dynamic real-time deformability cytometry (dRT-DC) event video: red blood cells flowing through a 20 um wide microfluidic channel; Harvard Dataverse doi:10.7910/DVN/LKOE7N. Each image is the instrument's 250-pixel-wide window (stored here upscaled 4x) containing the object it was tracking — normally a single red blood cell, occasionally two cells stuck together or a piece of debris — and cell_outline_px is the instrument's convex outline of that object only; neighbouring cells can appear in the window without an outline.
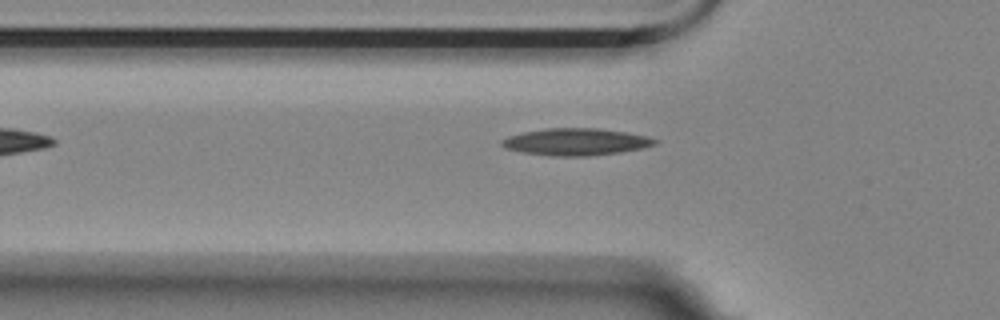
{"species": "Egyptian fruit bat (a non-hibernating species)", "species_latin": "Rousettus aegyptiacus", "temperature_condition": "room temperature", "stored_images_in_passage": 34, "camera_frame_rate_fps": 3000, "um_per_image_px": 0.085, "animal": {"sex": "female"}, "frame": {"image": 1, "passage_image": 3, "time_ms": 0.667, "image_size_px": [1000, 320], "cell_outline_px": [[660, 140], [656, 144], [640, 148], [620, 152], [588, 156], [556, 156], [524, 152], [504, 148], [500, 144], [500, 140], [508, 136], [524, 132], [544, 128], [596, 128], [624, 132], [644, 136]], "centroid_in_image_um": [48.91, 12.05], "position_along_channel_um": 76.9, "area_um2": 23.87}}
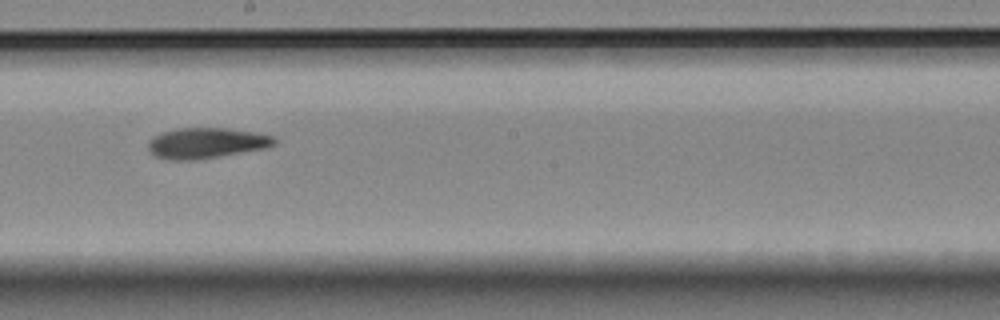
{"frame": {"image": 2, "passage_image": 16, "time_ms": 5.0, "image_size_px": [1000, 320], "cell_outline_px": [[276, 144], [264, 148], [192, 160], [172, 160], [156, 156], [148, 148], [148, 140], [152, 136], [164, 132], [180, 128], [228, 128], [276, 136]], "centroid_in_image_um": [17.53, 12.14], "position_along_channel_um": 230.7, "area_um2": 22.14}}
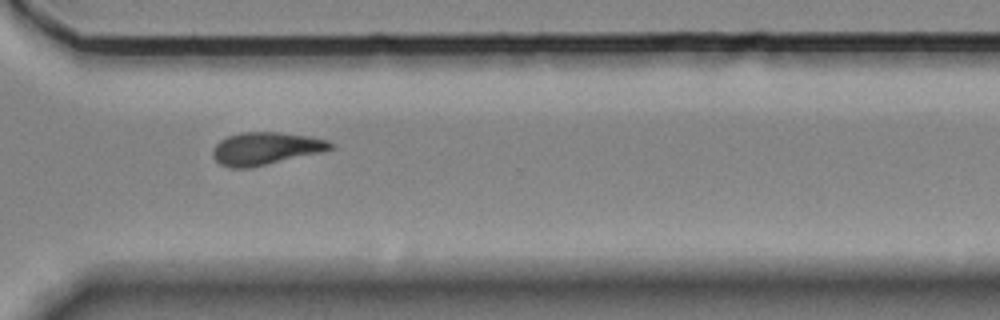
{"frame": {"image": 3, "passage_image": 26, "time_ms": 8.333, "image_size_px": [1000, 320], "cell_outline_px": [[336, 144], [332, 148], [320, 152], [248, 168], [232, 168], [220, 164], [212, 156], [212, 148], [220, 140], [228, 136], [240, 132], [280, 132], [308, 136], [328, 140]], "centroid_in_image_um": [22.55, 12.61], "position_along_channel_um": 348.0, "area_um2": 22.2}}